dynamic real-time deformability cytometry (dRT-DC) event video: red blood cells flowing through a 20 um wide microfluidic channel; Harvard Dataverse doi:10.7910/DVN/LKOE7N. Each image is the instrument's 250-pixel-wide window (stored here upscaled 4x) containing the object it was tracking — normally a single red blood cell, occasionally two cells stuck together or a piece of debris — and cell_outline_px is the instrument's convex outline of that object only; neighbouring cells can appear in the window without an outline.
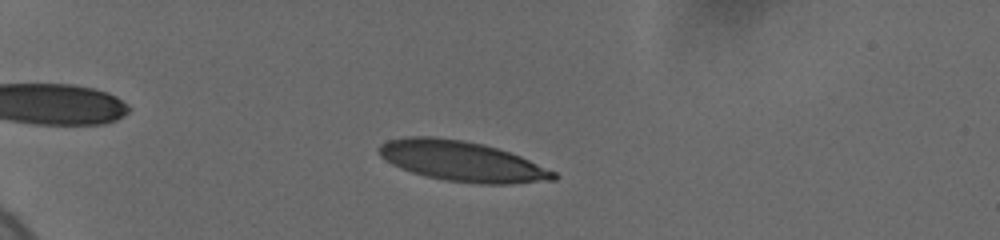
{"species": "human", "species_latin": "Homo sapiens", "temperature_condition": "cold", "stored_images_in_passage": 51, "camera_frame_rate_fps": 3000, "um_per_image_px": 0.085, "donor": {"sex": "female"}, "frame": {"image": 1, "passage_image": 10, "time_ms": 3.0, "image_size_px": [1000, 240], "cell_outline_px": [[560, 176], [556, 180], [512, 184], [480, 184], [444, 180], [424, 176], [400, 168], [392, 164], [380, 156], [376, 148], [380, 144], [388, 140], [404, 136], [432, 136], [460, 140], [484, 144], [520, 156], [556, 172]], "centroid_in_image_um": [39.25, 13.71], "position_along_channel_um": 45.8, "area_um2": 41.15}}
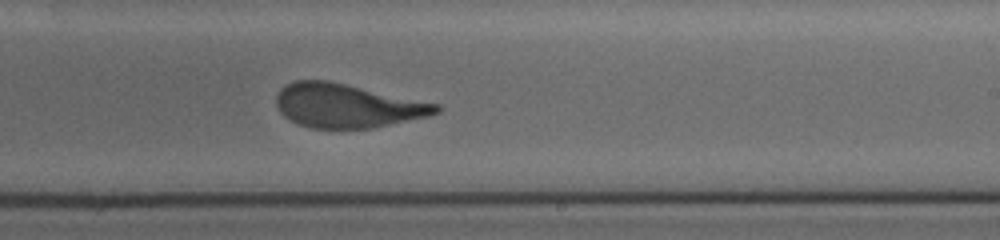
{"frame": {"image": 2, "passage_image": 32, "time_ms": 10.333, "image_size_px": [1000, 240], "cell_outline_px": [[440, 112], [428, 116], [372, 128], [312, 128], [296, 124], [284, 116], [280, 112], [276, 104], [276, 96], [288, 84], [296, 80], [328, 80], [440, 104]], "centroid_in_image_um": [29.51, 8.99], "position_along_channel_um": 259.5, "area_um2": 40.63}}
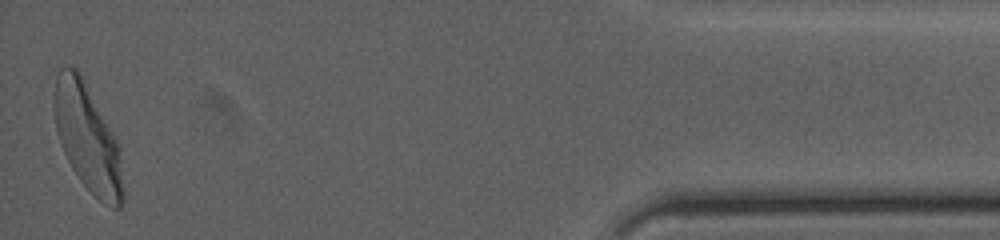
{"frame": {"image": 3, "passage_image": 51, "time_ms": 16.667, "image_size_px": [1000, 240], "cell_outline_px": [[124, 204], [120, 208], [112, 208], [104, 204], [80, 180], [72, 168], [60, 144], [56, 128], [52, 100], [56, 76], [60, 68], [68, 64], [76, 68], [120, 144], [124, 192]], "centroid_in_image_um": [7.45, 11.75], "position_along_channel_um": 427.8, "area_um2": 43.18}, "authors_computed_cell_mechanics": {"area_um2": 41.4426, "velocity_mm_per_s": 3.6538, "shape_relaxation_time_tau1_ms": 3.986, "shape_relaxation_time_tau2_ms": 0.8449, "deformation_change_tau1": 0.1906, "deformation_change_tau2": 0.079}}